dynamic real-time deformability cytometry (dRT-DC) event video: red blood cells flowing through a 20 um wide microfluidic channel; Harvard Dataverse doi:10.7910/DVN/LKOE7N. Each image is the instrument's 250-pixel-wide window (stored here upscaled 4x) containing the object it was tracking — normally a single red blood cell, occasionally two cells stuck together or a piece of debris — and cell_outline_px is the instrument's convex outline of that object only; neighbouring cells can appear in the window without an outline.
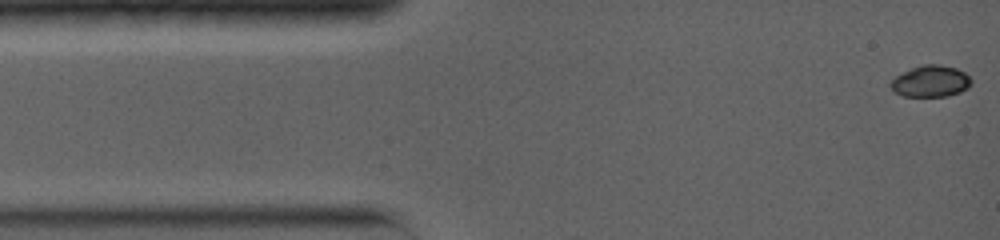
{"species": "common noctule bat (a hibernating species)", "species_latin": "Nyctalus noctula", "temperature_condition": "warm", "stored_images_in_passage": 78, "camera_frame_rate_fps": 5000, "um_per_image_px": 0.085, "animal": {"sex": "female", "body_mass_g": 19.0, "forearm_length_mm": 56.7}, "frame": {"image": 1, "passage_image": 1, "time_ms": 0.0, "image_size_px": [1000, 240], "cell_outline_px": [[972, 84], [968, 88], [960, 92], [948, 96], [904, 96], [892, 92], [888, 84], [896, 76], [912, 68], [924, 64], [940, 64], [956, 68], [964, 72], [972, 80]], "centroid_in_image_um": [79.1, 6.91], "position_along_channel_um": 5.9, "area_um2": 14.91}}
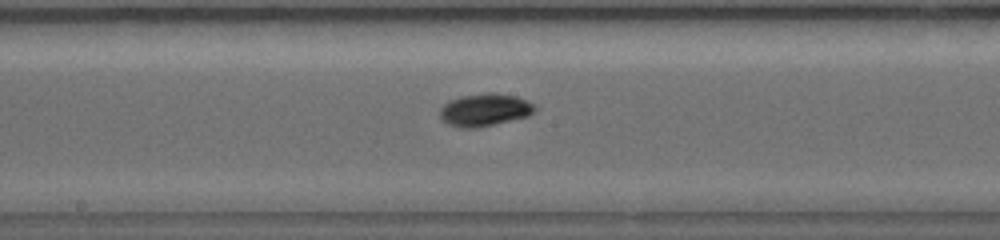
{"frame": {"image": 2, "passage_image": 20, "time_ms": 7.0, "image_size_px": [1000, 240], "cell_outline_px": [[536, 108], [528, 116], [476, 128], [460, 128], [448, 124], [440, 116], [440, 108], [448, 100], [460, 96], [488, 92], [492, 92], [516, 96], [532, 104]], "centroid_in_image_um": [41.15, 9.33], "position_along_channel_um": 207.0, "area_um2": 17.86}}
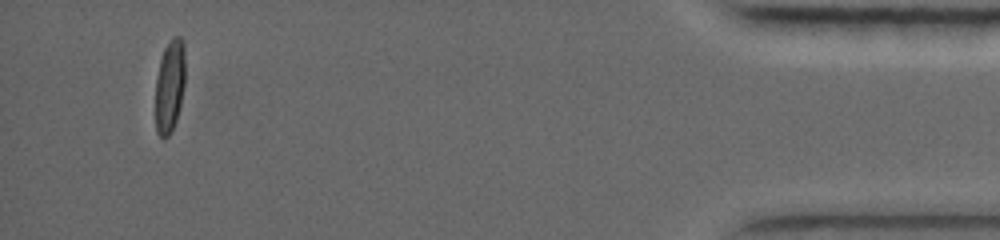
{"frame": {"image": 3, "passage_image": 67, "time_ms": 14.6, "image_size_px": [1000, 240], "cell_outline_px": [[184, 84], [180, 104], [176, 120], [172, 132], [164, 140], [156, 132], [156, 76], [160, 60], [164, 48], [172, 36], [180, 36], [184, 44]], "centroid_in_image_um": [14.42, 7.31], "position_along_channel_um": 420.8, "area_um2": 16.13}, "authors_computed_cell_mechanics": {"area_um2": 16.4152, "velocity_mm_per_s": 4.0034, "shape_relaxation_time_tau1_ms": 4.1792, "shape_relaxation_time_tau2_ms": null, "deformation_change_tau1": 0.1757, "deformation_change_tau2": null}}